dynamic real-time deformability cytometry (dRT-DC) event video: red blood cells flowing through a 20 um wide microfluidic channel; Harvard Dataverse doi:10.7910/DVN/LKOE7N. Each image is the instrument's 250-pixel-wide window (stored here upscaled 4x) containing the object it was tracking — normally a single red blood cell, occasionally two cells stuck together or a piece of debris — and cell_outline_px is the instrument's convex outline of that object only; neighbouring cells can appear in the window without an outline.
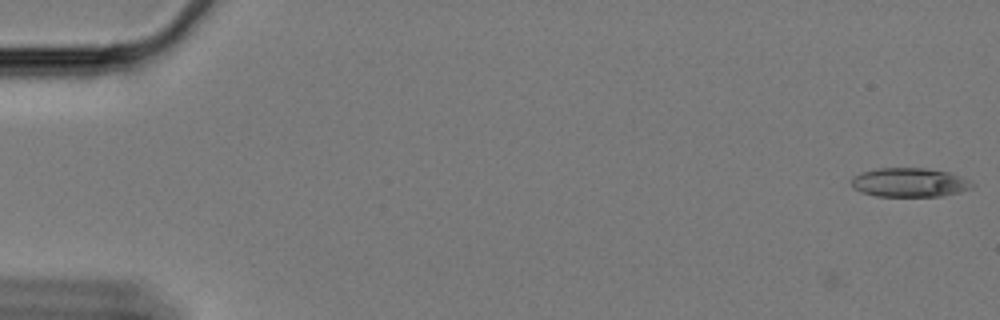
{"species": "Egyptian fruit bat (a non-hibernating species)", "species_latin": "Rousettus aegyptiacus", "temperature_condition": "cold", "stored_images_in_passage": 4, "camera_frame_rate_fps": 3000, "um_per_image_px": 0.085, "animal": {"sex": "female"}, "frame": {"image": 1, "passage_image": 1, "time_ms": 0.0, "image_size_px": [1000, 320], "cell_outline_px": [[972, 184], [968, 188], [956, 192], [940, 196], [876, 196], [860, 192], [852, 184], [852, 176], [860, 172], [876, 168], [924, 168], [948, 172], [960, 176], [968, 180]], "centroid_in_image_um": [77.22, 15.5], "position_along_channel_um": 7.8, "area_um2": 20.11}}